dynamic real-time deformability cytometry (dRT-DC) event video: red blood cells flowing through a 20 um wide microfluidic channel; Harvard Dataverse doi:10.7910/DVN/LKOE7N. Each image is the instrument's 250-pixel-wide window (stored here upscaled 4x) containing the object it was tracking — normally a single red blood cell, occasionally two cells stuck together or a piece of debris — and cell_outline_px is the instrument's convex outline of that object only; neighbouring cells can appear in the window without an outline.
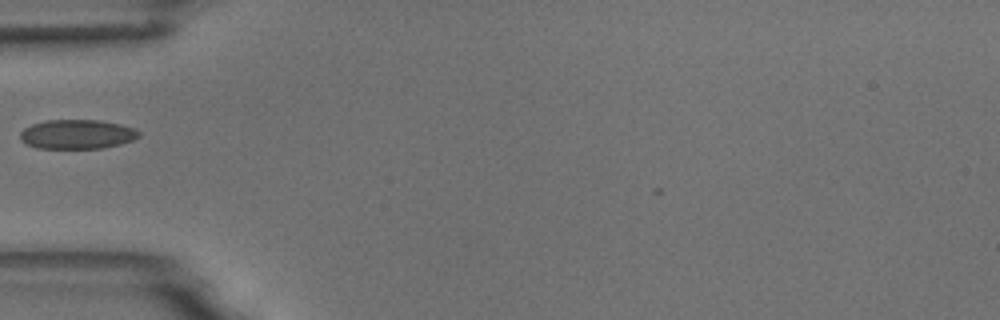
{"species": "common noctule bat (a hibernating species)", "species_latin": "Nyctalus noctula", "temperature_condition": "room temperature", "stored_images_in_passage": 1, "camera_frame_rate_fps": 3000, "um_per_image_px": 0.085, "animal": {"sex": "male", "body_mass_g": 18.8}, "frame": {"image": 1, "passage_image": 1, "time_ms": 0.0, "image_size_px": [1000, 320], "cell_outline_px": [[140, 136], [132, 140], [120, 144], [100, 148], [36, 148], [20, 140], [20, 132], [24, 128], [32, 124], [44, 120], [100, 120], [120, 124], [136, 128], [140, 132]], "centroid_in_image_um": [6.55, 11.4], "position_along_channel_um": 78.4, "area_um2": 20.35}}